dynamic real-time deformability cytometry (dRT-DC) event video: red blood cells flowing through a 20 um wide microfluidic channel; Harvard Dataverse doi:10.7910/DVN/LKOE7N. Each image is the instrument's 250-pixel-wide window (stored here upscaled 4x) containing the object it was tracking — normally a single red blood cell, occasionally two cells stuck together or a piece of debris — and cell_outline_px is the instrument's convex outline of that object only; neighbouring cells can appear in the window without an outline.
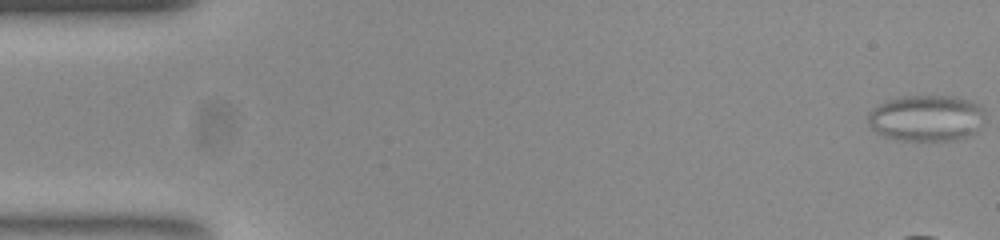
{"species": "common noctule bat (a hibernating species)", "species_latin": "Nyctalus noctula", "temperature_condition": "room temperature", "stored_images_in_passage": 43, "segment_of_instrument_passage": [1, 2], "camera_frame_rate_fps": 3000, "um_per_image_px": 0.085, "animal": {"sex": "female", "body_mass_g": 23.0, "forearm_length_mm": 53.4}, "frame": {"image": 1, "passage_image": 1, "time_ms": 0.0, "image_size_px": [1000, 240], "cell_outline_px": [[976, 132], [972, 136], [960, 140], [896, 140], [884, 136], [876, 132], [868, 124], [868, 116], [880, 104], [892, 100], [908, 96], [940, 96], [964, 100], [972, 104], [976, 108]], "centroid_in_image_um": [78.6, 10.1], "position_along_channel_um": 6.4, "area_um2": 29.82}}
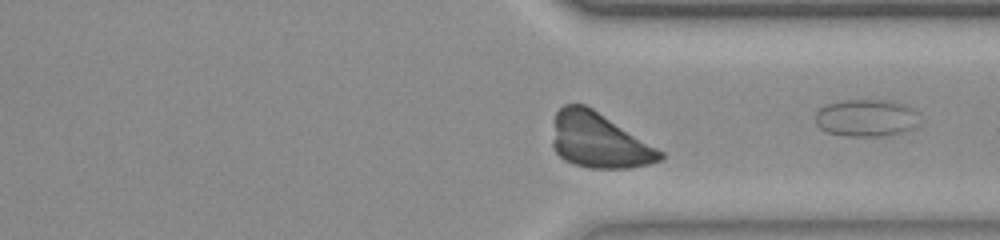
{"frame": {"image": 2, "passage_image": 42, "time_ms": 13.667, "image_size_px": [1000, 240], "cell_outline_px": [[664, 160], [648, 164], [628, 168], [588, 168], [572, 164], [564, 160], [556, 152], [552, 144], [552, 140], [556, 112], [564, 104], [584, 104], [592, 108], [664, 152]], "centroid_in_image_um": [50.9, 11.96], "position_along_channel_um": 360.5, "area_um2": 34.45}}